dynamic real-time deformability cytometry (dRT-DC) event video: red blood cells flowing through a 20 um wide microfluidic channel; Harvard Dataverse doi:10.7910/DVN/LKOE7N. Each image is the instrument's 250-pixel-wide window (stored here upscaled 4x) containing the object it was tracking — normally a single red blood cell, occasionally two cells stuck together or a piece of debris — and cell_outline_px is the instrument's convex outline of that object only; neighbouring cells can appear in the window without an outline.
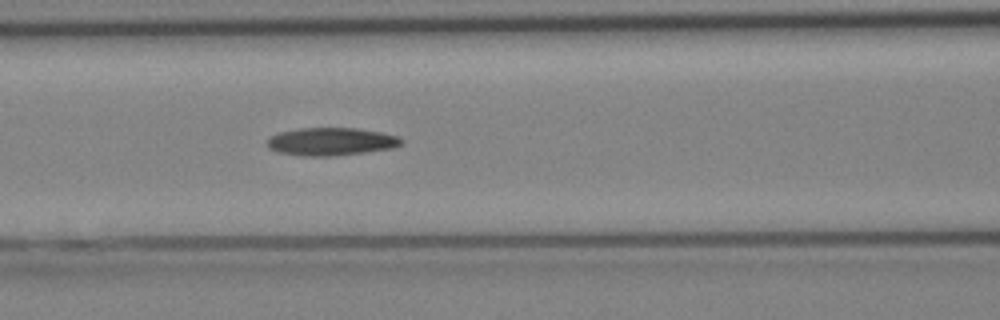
{"species": "Egyptian fruit bat (a non-hibernating species)", "species_latin": "Rousettus aegyptiacus", "temperature_condition": "cold", "stored_images_in_passage": 23, "camera_frame_rate_fps": 3000, "um_per_image_px": 0.085, "animal": {"sex": "female"}, "frame": {"image": 1, "passage_image": 5, "time_ms": 1.333, "image_size_px": [1000, 320], "cell_outline_px": [[404, 140], [400, 144], [392, 148], [364, 152], [328, 156], [304, 156], [276, 152], [268, 148], [268, 140], [272, 136], [280, 132], [300, 128], [356, 128], [380, 132], [396, 136]], "centroid_in_image_um": [28.12, 12.03], "position_along_channel_um": 138.5, "area_um2": 21.5}}
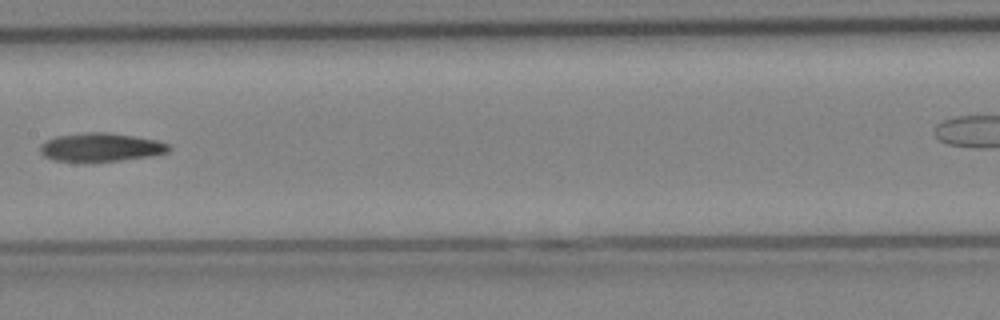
{"frame": {"image": 2, "passage_image": 8, "time_ms": 2.333, "image_size_px": [1000, 320], "cell_outline_px": [[172, 148], [168, 152], [152, 156], [92, 164], [88, 164], [52, 160], [44, 156], [40, 152], [40, 144], [56, 136], [88, 132], [108, 132], [156, 140], [168, 144]], "centroid_in_image_um": [8.54, 12.56], "position_along_channel_um": 198.9, "area_um2": 22.02}}